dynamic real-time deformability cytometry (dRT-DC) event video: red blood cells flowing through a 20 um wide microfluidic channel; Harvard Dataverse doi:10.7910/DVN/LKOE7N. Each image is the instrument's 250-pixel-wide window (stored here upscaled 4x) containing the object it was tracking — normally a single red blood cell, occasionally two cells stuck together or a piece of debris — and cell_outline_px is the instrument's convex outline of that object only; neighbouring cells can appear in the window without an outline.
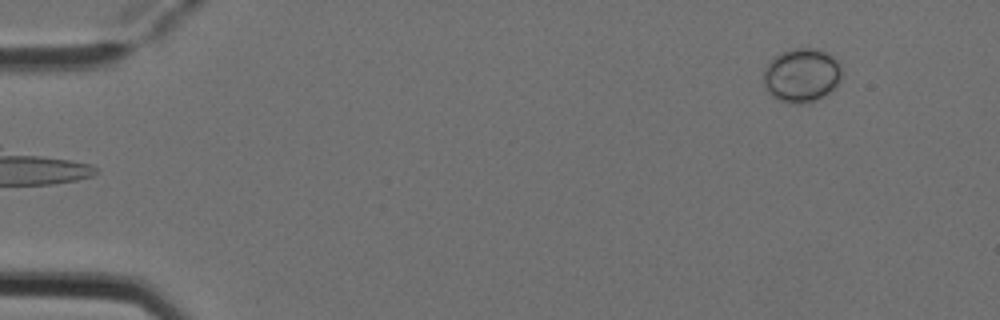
{"species": "Egyptian fruit bat (a non-hibernating species)", "species_latin": "Rousettus aegyptiacus", "temperature_condition": "cold", "stored_images_in_passage": 4, "camera_frame_rate_fps": 3000, "um_per_image_px": 0.085, "animal": {"sex": "female"}, "frame": {"image": 1, "passage_image": 4, "time_ms": 1.0, "image_size_px": [1000, 320], "cell_outline_px": [[844, 72], [840, 80], [824, 96], [808, 104], [788, 104], [772, 96], [768, 92], [764, 84], [764, 68], [768, 60], [780, 52], [792, 48], [816, 48], [832, 56], [840, 64]], "centroid_in_image_um": [68.12, 6.4], "position_along_channel_um": 16.9, "area_um2": 24.97}}